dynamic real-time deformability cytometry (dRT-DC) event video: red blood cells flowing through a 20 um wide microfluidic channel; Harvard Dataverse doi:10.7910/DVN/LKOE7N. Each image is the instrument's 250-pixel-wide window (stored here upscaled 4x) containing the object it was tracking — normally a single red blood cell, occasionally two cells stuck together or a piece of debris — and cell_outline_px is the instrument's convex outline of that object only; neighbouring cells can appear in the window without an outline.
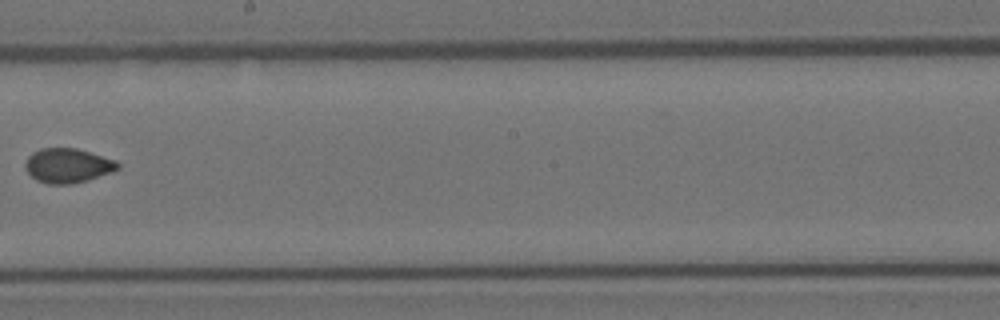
{"species": "Egyptian fruit bat (a non-hibernating species)", "species_latin": "Rousettus aegyptiacus", "temperature_condition": "room temperature", "stored_images_in_passage": 10, "camera_frame_rate_fps": 3000, "um_per_image_px": 0.085, "animal": {"sex": "female"}, "frame": {"image": 1, "passage_image": 9, "time_ms": 2.667, "image_size_px": [1000, 320], "cell_outline_px": [[120, 168], [112, 172], [88, 180], [72, 184], [48, 184], [36, 180], [28, 172], [24, 164], [28, 156], [32, 152], [40, 148], [76, 148], [116, 160], [120, 164]], "centroid_in_image_um": [5.76, 14.07], "position_along_channel_um": 242.4, "area_um2": 18.67}}
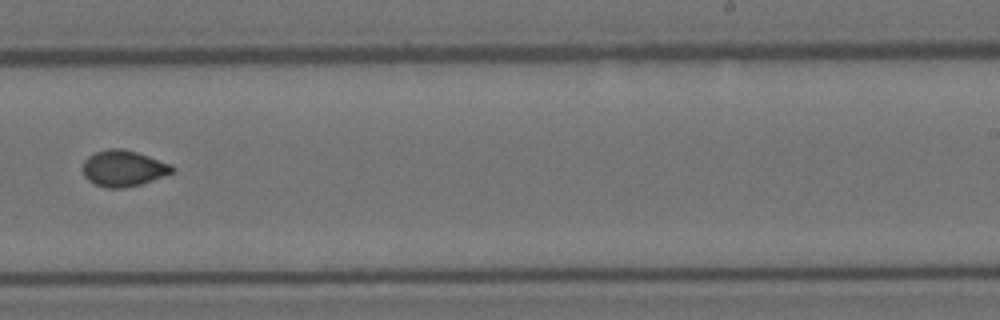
{"frame": {"image": 2, "passage_image": 10, "time_ms": 3.0, "image_size_px": [1000, 320], "cell_outline_px": [[176, 172], [140, 184], [124, 188], [108, 188], [96, 184], [88, 180], [84, 176], [80, 168], [84, 160], [88, 156], [96, 152], [108, 148], [124, 148], [172, 164], [176, 168]], "centroid_in_image_um": [10.49, 14.3], "position_along_channel_um": 278.5, "area_um2": 19.07}}